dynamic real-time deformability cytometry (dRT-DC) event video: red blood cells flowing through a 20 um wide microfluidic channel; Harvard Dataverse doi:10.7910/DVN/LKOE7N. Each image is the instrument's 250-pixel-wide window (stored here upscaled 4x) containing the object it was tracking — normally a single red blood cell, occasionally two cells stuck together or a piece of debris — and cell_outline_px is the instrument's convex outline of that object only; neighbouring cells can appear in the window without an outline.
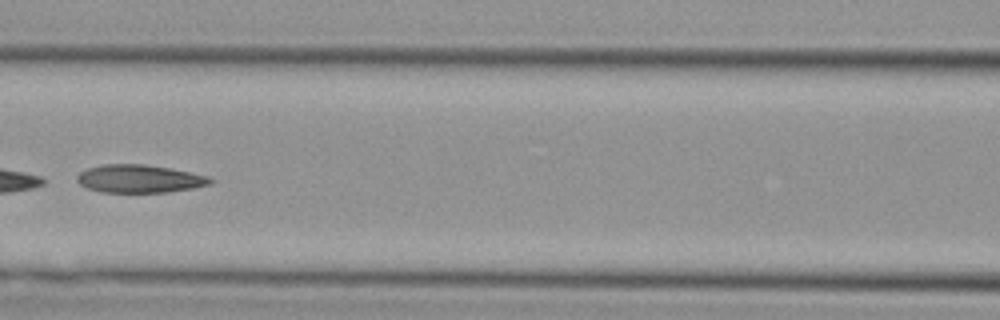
{"species": "Egyptian fruit bat (a non-hibernating species)", "species_latin": "Rousettus aegyptiacus", "temperature_condition": "cold", "stored_images_in_passage": 45, "camera_frame_rate_fps": 3000, "um_per_image_px": 0.085, "animal": {"sex": "female"}, "frame": {"image": 1, "passage_image": 21, "time_ms": 6.667, "image_size_px": [1000, 320], "cell_outline_px": [[216, 180], [212, 184], [192, 188], [168, 192], [100, 192], [88, 188], [80, 184], [76, 180], [76, 176], [80, 172], [88, 168], [104, 164], [144, 164], [168, 168], [208, 176]], "centroid_in_image_um": [11.86, 15.2], "position_along_channel_um": 154.7, "area_um2": 21.68}}